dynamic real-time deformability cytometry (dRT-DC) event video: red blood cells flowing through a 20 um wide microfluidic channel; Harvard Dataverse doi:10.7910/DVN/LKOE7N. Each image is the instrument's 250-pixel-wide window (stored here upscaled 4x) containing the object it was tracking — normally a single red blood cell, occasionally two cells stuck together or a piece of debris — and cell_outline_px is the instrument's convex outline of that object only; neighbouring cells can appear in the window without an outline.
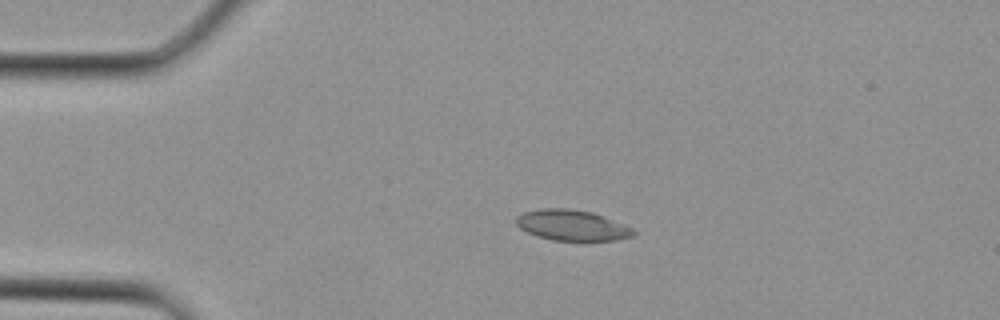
{"species": "Egyptian fruit bat (a non-hibernating species)", "species_latin": "Rousettus aegyptiacus", "temperature_condition": "cold", "stored_images_in_passage": 3, "camera_frame_rate_fps": 3000, "um_per_image_px": 0.085, "animal": {"sex": "female"}, "frame": {"image": 1, "passage_image": 2, "time_ms": 0.333, "image_size_px": [1000, 320], "cell_outline_px": [[636, 232], [632, 236], [616, 240], [552, 240], [536, 236], [520, 228], [516, 224], [516, 216], [524, 212], [540, 208], [568, 208], [592, 212], [632, 228]], "centroid_in_image_um": [48.57, 19.14], "position_along_channel_um": 36.4, "area_um2": 20.75}}
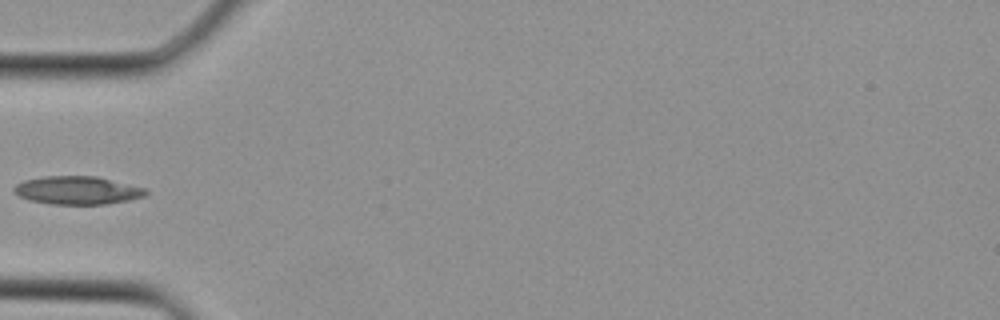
{"frame": {"image": 2, "passage_image": 3, "time_ms": 0.667, "image_size_px": [1000, 320], "cell_outline_px": [[148, 192], [144, 196], [128, 200], [104, 204], [52, 204], [28, 200], [20, 196], [12, 188], [16, 184], [24, 180], [44, 176], [96, 176], [144, 188]], "centroid_in_image_um": [6.54, 16.17], "position_along_channel_um": 78.5, "area_um2": 21.39}}